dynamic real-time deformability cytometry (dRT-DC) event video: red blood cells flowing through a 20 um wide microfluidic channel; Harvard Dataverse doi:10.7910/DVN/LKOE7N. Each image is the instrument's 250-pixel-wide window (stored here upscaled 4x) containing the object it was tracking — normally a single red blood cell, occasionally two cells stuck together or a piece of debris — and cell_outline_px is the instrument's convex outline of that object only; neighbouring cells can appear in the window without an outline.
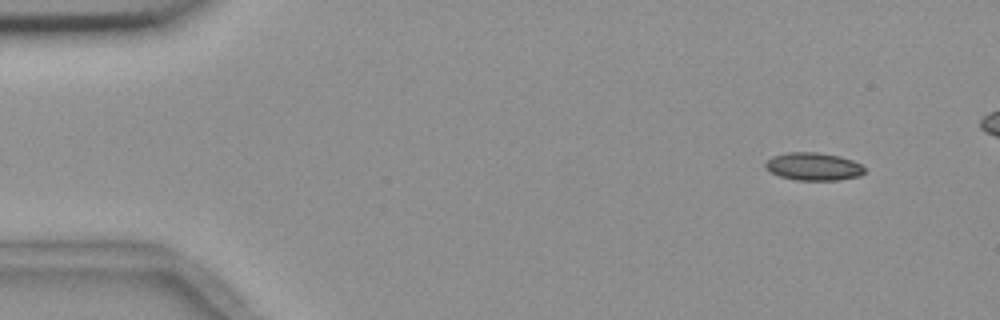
{"species": "common noctule bat (a hibernating species)", "species_latin": "Nyctalus noctula", "temperature_condition": "room temperature", "stored_images_in_passage": 5, "camera_frame_rate_fps": 3000, "um_per_image_px": 0.085, "animal": {"sex": "female", "body_mass_g": 18.4}, "frame": {"image": 1, "passage_image": 1, "time_ms": 0.0, "image_size_px": [1000, 320], "cell_outline_px": [[864, 172], [860, 176], [840, 180], [796, 180], [780, 176], [764, 168], [764, 164], [772, 156], [788, 152], [816, 152], [840, 156], [852, 160], [860, 164], [864, 168]], "centroid_in_image_um": [69.14, 14.15], "position_along_channel_um": 15.9, "area_um2": 16.07}}